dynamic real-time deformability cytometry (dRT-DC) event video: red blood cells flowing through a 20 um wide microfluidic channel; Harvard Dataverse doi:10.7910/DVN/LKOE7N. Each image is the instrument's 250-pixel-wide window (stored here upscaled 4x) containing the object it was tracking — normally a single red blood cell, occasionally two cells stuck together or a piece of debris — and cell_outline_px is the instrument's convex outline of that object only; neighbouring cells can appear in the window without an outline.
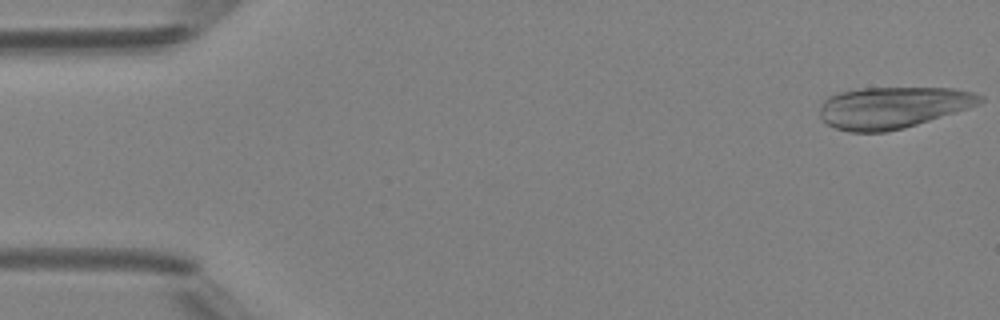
{"species": "Egyptian fruit bat (a non-hibernating species)", "species_latin": "Rousettus aegyptiacus", "temperature_condition": "room temperature", "stored_images_in_passage": 48, "camera_frame_rate_fps": 3000, "um_per_image_px": 0.085, "animal": {"sex": "female"}, "frame": {"image": 1, "passage_image": 1, "time_ms": 0.0, "image_size_px": [1000, 320], "cell_outline_px": [[984, 100], [980, 104], [968, 108], [904, 128], [884, 132], [848, 132], [836, 128], [828, 124], [820, 116], [820, 104], [828, 96], [840, 92], [860, 88], [952, 88], [976, 92], [984, 96]], "centroid_in_image_um": [75.89, 9.13], "position_along_channel_um": 9.1, "area_um2": 38.84}}